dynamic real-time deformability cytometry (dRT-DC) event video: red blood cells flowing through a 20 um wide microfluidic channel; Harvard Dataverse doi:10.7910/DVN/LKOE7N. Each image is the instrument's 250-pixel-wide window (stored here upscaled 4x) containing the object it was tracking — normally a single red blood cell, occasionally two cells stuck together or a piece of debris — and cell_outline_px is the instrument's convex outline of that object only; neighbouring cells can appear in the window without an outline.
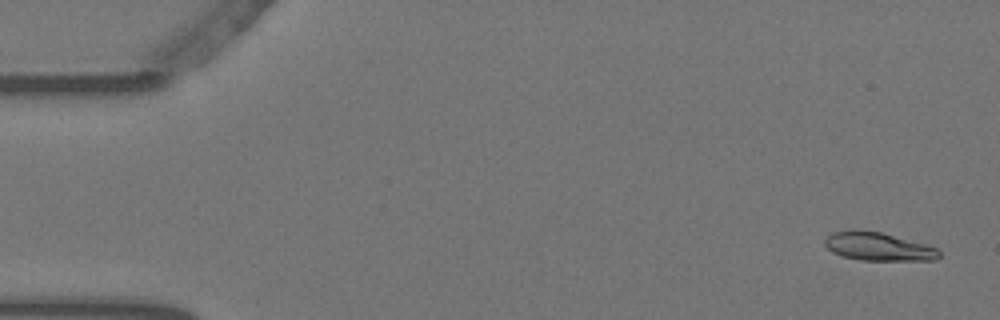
{"species": "Egyptian fruit bat (a non-hibernating species)", "species_latin": "Rousettus aegyptiacus", "temperature_condition": "warm", "stored_images_in_passage": 57, "camera_frame_rate_fps": 3000, "um_per_image_px": 0.085, "animal": {"sex": "female"}, "frame": {"image": 1, "passage_image": 2, "time_ms": 0.333, "image_size_px": [1000, 320], "cell_outline_px": [[940, 256], [936, 260], [860, 260], [844, 256], [832, 252], [824, 244], [824, 240], [832, 232], [852, 228], [880, 232], [924, 244], [936, 248], [940, 252]], "centroid_in_image_um": [74.6, 20.94], "position_along_channel_um": 10.4, "area_um2": 18.79}}
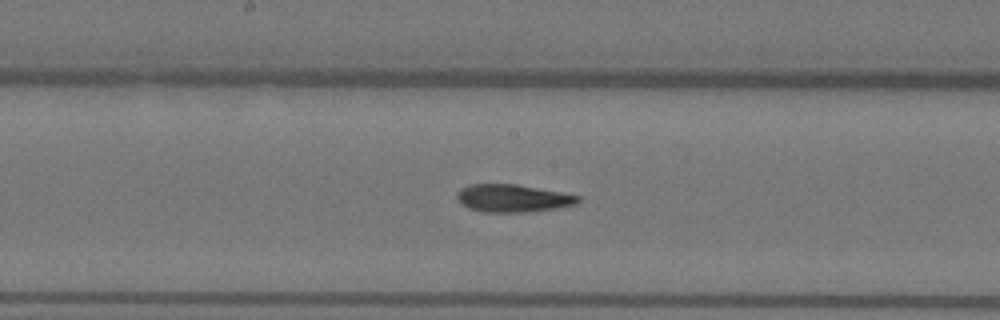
{"frame": {"image": 2, "passage_image": 29, "time_ms": 9.333, "image_size_px": [1000, 320], "cell_outline_px": [[580, 200], [576, 204], [560, 208], [528, 212], [484, 212], [468, 208], [460, 204], [456, 200], [456, 192], [460, 188], [468, 184], [516, 184], [560, 192], [580, 196]], "centroid_in_image_um": [43.54, 16.85], "position_along_channel_um": 204.7, "area_um2": 19.77}}
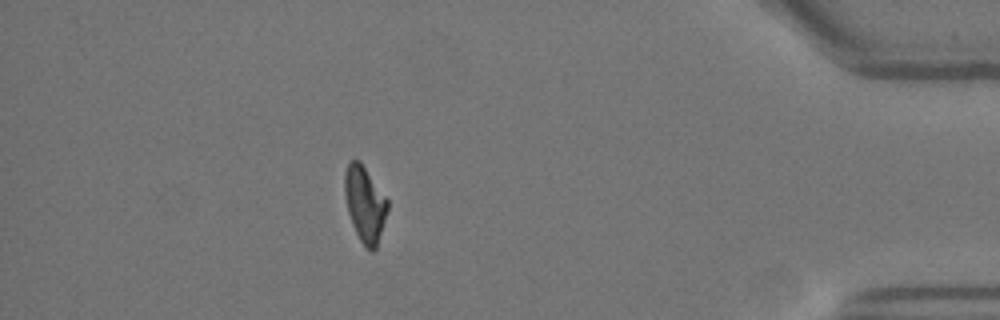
{"frame": {"image": 3, "passage_image": 50, "time_ms": 16.333, "image_size_px": [1000, 320], "cell_outline_px": [[388, 208], [376, 248], [372, 252], [364, 248], [352, 224], [348, 212], [344, 192], [344, 172], [348, 164], [352, 160], [360, 160], [388, 200]], "centroid_in_image_um": [31.0, 17.34], "position_along_channel_um": 404.2, "area_um2": 18.84}, "authors_computed_cell_mechanics": {"area_um2": 19.4208, "velocity_mm_per_s": 3.545, "shape_relaxation_time_tau1_ms": 9.765, "shape_relaxation_time_tau2_ms": 2.726, "deformation_change_tau1": 0.2731, "deformation_change_tau2": 0.0843}}